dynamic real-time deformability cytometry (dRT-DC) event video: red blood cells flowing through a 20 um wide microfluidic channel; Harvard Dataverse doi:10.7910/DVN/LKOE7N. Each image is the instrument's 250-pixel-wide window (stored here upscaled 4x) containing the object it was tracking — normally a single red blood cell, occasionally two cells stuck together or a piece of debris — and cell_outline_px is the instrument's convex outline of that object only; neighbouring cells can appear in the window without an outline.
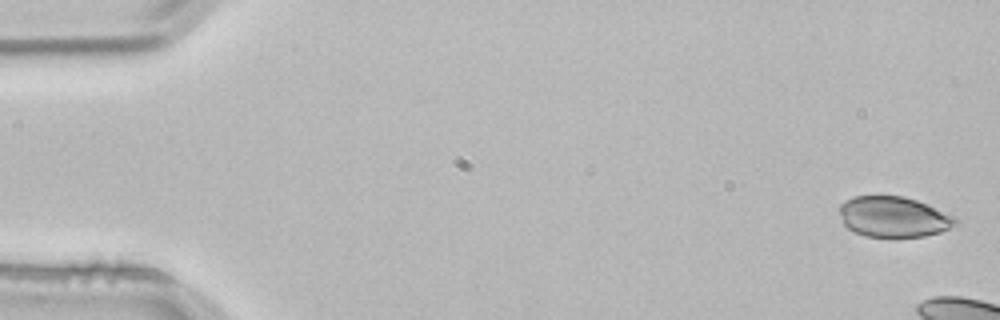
{"species": "common noctule bat (a hibernating species)", "species_latin": "Nyctalus noctula", "temperature_condition": "room temperature", "stored_images_in_passage": 4, "camera_frame_rate_fps": 3000, "um_per_image_px": 0.085, "animal": {"sex": "male", "body_mass_g": 21.5, "forearm_length_mm": 52.0}, "frame": {"image": 1, "passage_image": 4, "time_ms": 1.0, "image_size_px": [1000, 320], "cell_outline_px": [[956, 224], [940, 232], [924, 236], [896, 240], [892, 240], [864, 236], [848, 228], [844, 224], [840, 212], [840, 204], [844, 200], [852, 196], [904, 196], [928, 204], [956, 216]], "centroid_in_image_um": [75.95, 18.47], "position_along_channel_um": 9.0, "area_um2": 28.21}}